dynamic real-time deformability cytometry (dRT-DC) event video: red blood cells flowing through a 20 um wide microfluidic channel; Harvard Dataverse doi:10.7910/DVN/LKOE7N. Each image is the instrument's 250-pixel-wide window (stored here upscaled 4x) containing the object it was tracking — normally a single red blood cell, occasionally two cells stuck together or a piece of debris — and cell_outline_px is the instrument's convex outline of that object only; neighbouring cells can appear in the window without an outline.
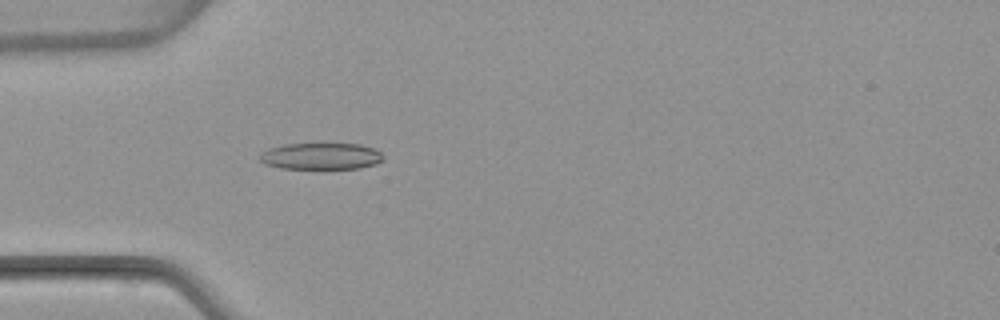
{"species": "common noctule bat (a hibernating species)", "species_latin": "Nyctalus noctula", "temperature_condition": "warm", "stored_images_in_passage": 5, "camera_frame_rate_fps": 3000, "um_per_image_px": 0.085, "animal": {"sex": "female", "body_mass_g": 22.7, "forearm_length_mm": 54.2}, "frame": {"image": 1, "passage_image": 5, "time_ms": 4.667, "image_size_px": [1000, 320], "cell_outline_px": [[384, 160], [376, 164], [360, 168], [280, 168], [264, 164], [260, 160], [260, 152], [268, 148], [284, 144], [360, 144], [376, 148], [384, 156]], "centroid_in_image_um": [27.3, 13.27], "position_along_channel_um": 57.7, "area_um2": 19.25}}